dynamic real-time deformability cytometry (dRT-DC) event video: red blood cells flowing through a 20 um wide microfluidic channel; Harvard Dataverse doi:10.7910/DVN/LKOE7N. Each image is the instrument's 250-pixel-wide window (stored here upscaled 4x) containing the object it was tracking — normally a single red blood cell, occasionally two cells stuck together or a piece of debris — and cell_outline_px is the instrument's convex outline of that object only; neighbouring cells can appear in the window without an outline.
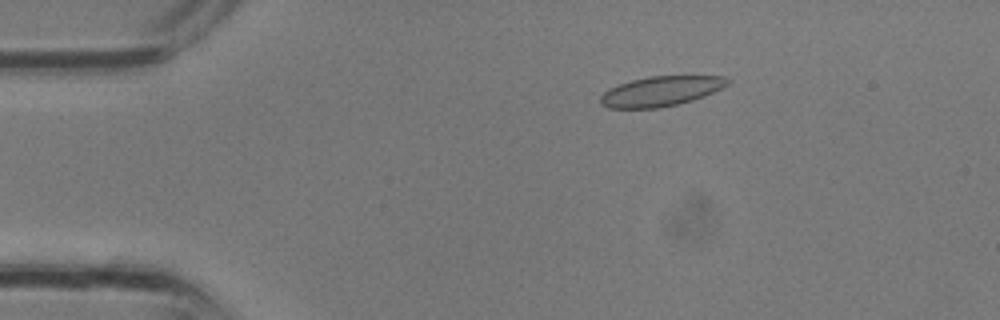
{"species": "common noctule bat (a hibernating species)", "species_latin": "Nyctalus noctula", "temperature_condition": "room temperature", "stored_images_in_passage": 8, "camera_frame_rate_fps": 3000, "um_per_image_px": 0.085, "animal": {"sex": "male", "body_mass_g": 13.3}, "frame": {"image": 1, "passage_image": 4, "time_ms": 1.0, "image_size_px": [1000, 320], "cell_outline_px": [[732, 80], [728, 84], [704, 96], [692, 100], [660, 108], [608, 108], [600, 104], [600, 96], [608, 88], [632, 80], [648, 76], [724, 76]], "centroid_in_image_um": [56.15, 7.75], "position_along_channel_um": 28.9, "area_um2": 22.08}}